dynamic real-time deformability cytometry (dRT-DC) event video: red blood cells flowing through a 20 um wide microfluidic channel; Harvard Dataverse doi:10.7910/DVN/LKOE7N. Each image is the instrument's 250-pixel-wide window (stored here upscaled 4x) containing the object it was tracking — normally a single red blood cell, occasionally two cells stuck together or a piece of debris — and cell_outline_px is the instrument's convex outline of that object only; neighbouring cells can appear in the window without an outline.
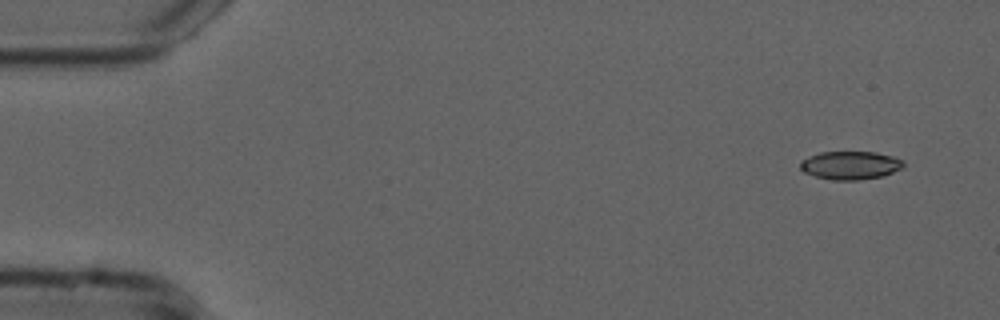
{"species": "common noctule bat (a hibernating species)", "species_latin": "Nyctalus noctula", "temperature_condition": "cold", "stored_images_in_passage": 5, "camera_frame_rate_fps": 3000, "um_per_image_px": 0.085, "animal": {"sex": "male", "forearm_length_mm": 52.5}, "frame": {"image": 1, "passage_image": 1, "time_ms": 0.0, "image_size_px": [1000, 320], "cell_outline_px": [[904, 168], [884, 176], [856, 180], [836, 180], [816, 176], [804, 172], [800, 168], [800, 160], [808, 156], [820, 152], [876, 152], [892, 156], [904, 160]], "centroid_in_image_um": [72.31, 14.04], "position_along_channel_um": 12.7, "area_um2": 17.11}}